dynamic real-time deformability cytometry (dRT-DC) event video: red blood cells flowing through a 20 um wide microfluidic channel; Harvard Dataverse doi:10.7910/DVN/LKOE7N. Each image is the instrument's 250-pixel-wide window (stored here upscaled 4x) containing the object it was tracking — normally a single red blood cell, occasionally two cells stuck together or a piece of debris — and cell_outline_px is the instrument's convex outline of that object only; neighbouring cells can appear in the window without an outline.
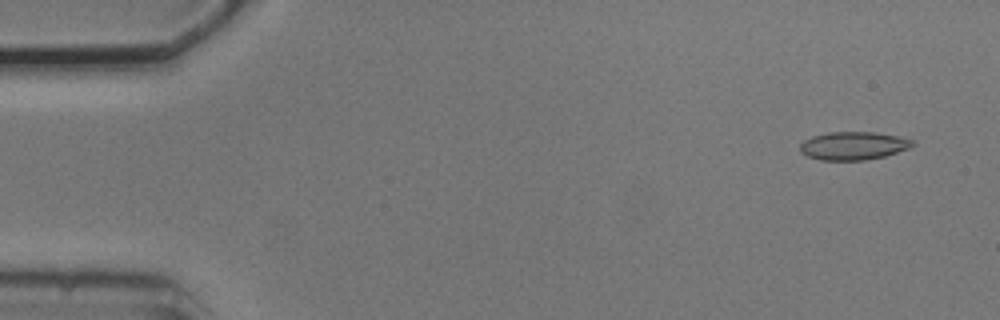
{"species": "common noctule bat (a hibernating species)", "species_latin": "Nyctalus noctula", "temperature_condition": "cold", "stored_images_in_passage": 13, "camera_frame_rate_fps": 3000, "um_per_image_px": 0.085, "animal": {"sex": "male", "body_mass_g": 20.5, "forearm_length_mm": 52.5}, "frame": {"image": 1, "passage_image": 3, "time_ms": 0.667, "image_size_px": [1000, 320], "cell_outline_px": [[916, 144], [912, 148], [884, 156], [864, 160], [820, 160], [808, 156], [800, 152], [800, 144], [804, 140], [812, 136], [828, 132], [872, 132], [900, 136], [912, 140]], "centroid_in_image_um": [72.56, 12.39], "position_along_channel_um": 12.4, "area_um2": 18.55}}